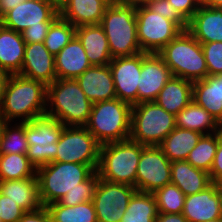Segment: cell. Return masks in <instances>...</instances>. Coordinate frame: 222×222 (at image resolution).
Returning <instances> with one entry per match:
<instances>
[{
	"instance_id": "obj_23",
	"label": "cell",
	"mask_w": 222,
	"mask_h": 222,
	"mask_svg": "<svg viewBox=\"0 0 222 222\" xmlns=\"http://www.w3.org/2000/svg\"><path fill=\"white\" fill-rule=\"evenodd\" d=\"M26 43L22 34L0 23V69L7 75L19 74Z\"/></svg>"
},
{
	"instance_id": "obj_45",
	"label": "cell",
	"mask_w": 222,
	"mask_h": 222,
	"mask_svg": "<svg viewBox=\"0 0 222 222\" xmlns=\"http://www.w3.org/2000/svg\"><path fill=\"white\" fill-rule=\"evenodd\" d=\"M18 222H52L51 216L45 206L38 210L25 212Z\"/></svg>"
},
{
	"instance_id": "obj_8",
	"label": "cell",
	"mask_w": 222,
	"mask_h": 222,
	"mask_svg": "<svg viewBox=\"0 0 222 222\" xmlns=\"http://www.w3.org/2000/svg\"><path fill=\"white\" fill-rule=\"evenodd\" d=\"M176 128L175 115L155 101L132 105L130 139L145 146H158Z\"/></svg>"
},
{
	"instance_id": "obj_36",
	"label": "cell",
	"mask_w": 222,
	"mask_h": 222,
	"mask_svg": "<svg viewBox=\"0 0 222 222\" xmlns=\"http://www.w3.org/2000/svg\"><path fill=\"white\" fill-rule=\"evenodd\" d=\"M76 35V27L60 16L51 24L44 40L47 50L56 56Z\"/></svg>"
},
{
	"instance_id": "obj_31",
	"label": "cell",
	"mask_w": 222,
	"mask_h": 222,
	"mask_svg": "<svg viewBox=\"0 0 222 222\" xmlns=\"http://www.w3.org/2000/svg\"><path fill=\"white\" fill-rule=\"evenodd\" d=\"M158 215L153 193L136 191L120 222H155Z\"/></svg>"
},
{
	"instance_id": "obj_18",
	"label": "cell",
	"mask_w": 222,
	"mask_h": 222,
	"mask_svg": "<svg viewBox=\"0 0 222 222\" xmlns=\"http://www.w3.org/2000/svg\"><path fill=\"white\" fill-rule=\"evenodd\" d=\"M76 81L92 103L117 98L109 64L92 65Z\"/></svg>"
},
{
	"instance_id": "obj_17",
	"label": "cell",
	"mask_w": 222,
	"mask_h": 222,
	"mask_svg": "<svg viewBox=\"0 0 222 222\" xmlns=\"http://www.w3.org/2000/svg\"><path fill=\"white\" fill-rule=\"evenodd\" d=\"M19 75L40 81L46 86L57 79L55 56L47 50L43 42L26 43L23 65Z\"/></svg>"
},
{
	"instance_id": "obj_24",
	"label": "cell",
	"mask_w": 222,
	"mask_h": 222,
	"mask_svg": "<svg viewBox=\"0 0 222 222\" xmlns=\"http://www.w3.org/2000/svg\"><path fill=\"white\" fill-rule=\"evenodd\" d=\"M76 36L91 65H108L112 61L106 34L99 24L76 27Z\"/></svg>"
},
{
	"instance_id": "obj_14",
	"label": "cell",
	"mask_w": 222,
	"mask_h": 222,
	"mask_svg": "<svg viewBox=\"0 0 222 222\" xmlns=\"http://www.w3.org/2000/svg\"><path fill=\"white\" fill-rule=\"evenodd\" d=\"M58 17L59 11L45 0H24L6 12L0 23L21 33L29 27L51 25Z\"/></svg>"
},
{
	"instance_id": "obj_22",
	"label": "cell",
	"mask_w": 222,
	"mask_h": 222,
	"mask_svg": "<svg viewBox=\"0 0 222 222\" xmlns=\"http://www.w3.org/2000/svg\"><path fill=\"white\" fill-rule=\"evenodd\" d=\"M91 66L85 49L76 35L55 56L57 79H76Z\"/></svg>"
},
{
	"instance_id": "obj_39",
	"label": "cell",
	"mask_w": 222,
	"mask_h": 222,
	"mask_svg": "<svg viewBox=\"0 0 222 222\" xmlns=\"http://www.w3.org/2000/svg\"><path fill=\"white\" fill-rule=\"evenodd\" d=\"M208 76L222 74V42L202 43Z\"/></svg>"
},
{
	"instance_id": "obj_3",
	"label": "cell",
	"mask_w": 222,
	"mask_h": 222,
	"mask_svg": "<svg viewBox=\"0 0 222 222\" xmlns=\"http://www.w3.org/2000/svg\"><path fill=\"white\" fill-rule=\"evenodd\" d=\"M107 37L112 58L141 53L137 39L136 5L112 1L99 24Z\"/></svg>"
},
{
	"instance_id": "obj_46",
	"label": "cell",
	"mask_w": 222,
	"mask_h": 222,
	"mask_svg": "<svg viewBox=\"0 0 222 222\" xmlns=\"http://www.w3.org/2000/svg\"><path fill=\"white\" fill-rule=\"evenodd\" d=\"M155 222H188L187 219L180 214L158 213Z\"/></svg>"
},
{
	"instance_id": "obj_19",
	"label": "cell",
	"mask_w": 222,
	"mask_h": 222,
	"mask_svg": "<svg viewBox=\"0 0 222 222\" xmlns=\"http://www.w3.org/2000/svg\"><path fill=\"white\" fill-rule=\"evenodd\" d=\"M182 215L188 222H206L221 216L218 198V183L205 190L185 197Z\"/></svg>"
},
{
	"instance_id": "obj_10",
	"label": "cell",
	"mask_w": 222,
	"mask_h": 222,
	"mask_svg": "<svg viewBox=\"0 0 222 222\" xmlns=\"http://www.w3.org/2000/svg\"><path fill=\"white\" fill-rule=\"evenodd\" d=\"M99 154L100 144L84 126H65L57 142L53 162L90 165L96 171Z\"/></svg>"
},
{
	"instance_id": "obj_29",
	"label": "cell",
	"mask_w": 222,
	"mask_h": 222,
	"mask_svg": "<svg viewBox=\"0 0 222 222\" xmlns=\"http://www.w3.org/2000/svg\"><path fill=\"white\" fill-rule=\"evenodd\" d=\"M175 119L176 127L203 135L215 133L222 127L207 110L193 100L175 116Z\"/></svg>"
},
{
	"instance_id": "obj_15",
	"label": "cell",
	"mask_w": 222,
	"mask_h": 222,
	"mask_svg": "<svg viewBox=\"0 0 222 222\" xmlns=\"http://www.w3.org/2000/svg\"><path fill=\"white\" fill-rule=\"evenodd\" d=\"M118 99L137 104V91L142 68V52L133 56L115 57L109 63Z\"/></svg>"
},
{
	"instance_id": "obj_20",
	"label": "cell",
	"mask_w": 222,
	"mask_h": 222,
	"mask_svg": "<svg viewBox=\"0 0 222 222\" xmlns=\"http://www.w3.org/2000/svg\"><path fill=\"white\" fill-rule=\"evenodd\" d=\"M187 31L199 42H222V8L203 4L187 22Z\"/></svg>"
},
{
	"instance_id": "obj_42",
	"label": "cell",
	"mask_w": 222,
	"mask_h": 222,
	"mask_svg": "<svg viewBox=\"0 0 222 222\" xmlns=\"http://www.w3.org/2000/svg\"><path fill=\"white\" fill-rule=\"evenodd\" d=\"M171 3L178 14L188 22L199 9L202 4V0H168Z\"/></svg>"
},
{
	"instance_id": "obj_27",
	"label": "cell",
	"mask_w": 222,
	"mask_h": 222,
	"mask_svg": "<svg viewBox=\"0 0 222 222\" xmlns=\"http://www.w3.org/2000/svg\"><path fill=\"white\" fill-rule=\"evenodd\" d=\"M171 183L189 196L205 190L212 181L208 172L193 167L186 160H179L171 162Z\"/></svg>"
},
{
	"instance_id": "obj_48",
	"label": "cell",
	"mask_w": 222,
	"mask_h": 222,
	"mask_svg": "<svg viewBox=\"0 0 222 222\" xmlns=\"http://www.w3.org/2000/svg\"><path fill=\"white\" fill-rule=\"evenodd\" d=\"M202 4L206 7L222 8V0H202Z\"/></svg>"
},
{
	"instance_id": "obj_32",
	"label": "cell",
	"mask_w": 222,
	"mask_h": 222,
	"mask_svg": "<svg viewBox=\"0 0 222 222\" xmlns=\"http://www.w3.org/2000/svg\"><path fill=\"white\" fill-rule=\"evenodd\" d=\"M52 222H97L93 201H86L74 206L53 202L45 206Z\"/></svg>"
},
{
	"instance_id": "obj_12",
	"label": "cell",
	"mask_w": 222,
	"mask_h": 222,
	"mask_svg": "<svg viewBox=\"0 0 222 222\" xmlns=\"http://www.w3.org/2000/svg\"><path fill=\"white\" fill-rule=\"evenodd\" d=\"M136 191L133 186L99 178L92 199L97 222H120Z\"/></svg>"
},
{
	"instance_id": "obj_52",
	"label": "cell",
	"mask_w": 222,
	"mask_h": 222,
	"mask_svg": "<svg viewBox=\"0 0 222 222\" xmlns=\"http://www.w3.org/2000/svg\"><path fill=\"white\" fill-rule=\"evenodd\" d=\"M218 198H219V207L222 216V183H218Z\"/></svg>"
},
{
	"instance_id": "obj_50",
	"label": "cell",
	"mask_w": 222,
	"mask_h": 222,
	"mask_svg": "<svg viewBox=\"0 0 222 222\" xmlns=\"http://www.w3.org/2000/svg\"><path fill=\"white\" fill-rule=\"evenodd\" d=\"M7 74L0 69V109L2 104L3 87L7 78Z\"/></svg>"
},
{
	"instance_id": "obj_47",
	"label": "cell",
	"mask_w": 222,
	"mask_h": 222,
	"mask_svg": "<svg viewBox=\"0 0 222 222\" xmlns=\"http://www.w3.org/2000/svg\"><path fill=\"white\" fill-rule=\"evenodd\" d=\"M24 0H0V18Z\"/></svg>"
},
{
	"instance_id": "obj_6",
	"label": "cell",
	"mask_w": 222,
	"mask_h": 222,
	"mask_svg": "<svg viewBox=\"0 0 222 222\" xmlns=\"http://www.w3.org/2000/svg\"><path fill=\"white\" fill-rule=\"evenodd\" d=\"M157 54L166 63L173 77L195 82L208 76L201 43L187 30H182Z\"/></svg>"
},
{
	"instance_id": "obj_1",
	"label": "cell",
	"mask_w": 222,
	"mask_h": 222,
	"mask_svg": "<svg viewBox=\"0 0 222 222\" xmlns=\"http://www.w3.org/2000/svg\"><path fill=\"white\" fill-rule=\"evenodd\" d=\"M47 106V86L19 74L8 75L3 87L0 121L21 123L44 116ZM21 117V119H20Z\"/></svg>"
},
{
	"instance_id": "obj_37",
	"label": "cell",
	"mask_w": 222,
	"mask_h": 222,
	"mask_svg": "<svg viewBox=\"0 0 222 222\" xmlns=\"http://www.w3.org/2000/svg\"><path fill=\"white\" fill-rule=\"evenodd\" d=\"M153 195L156 199L158 213H182L186 196L176 185L167 184L157 189Z\"/></svg>"
},
{
	"instance_id": "obj_38",
	"label": "cell",
	"mask_w": 222,
	"mask_h": 222,
	"mask_svg": "<svg viewBox=\"0 0 222 222\" xmlns=\"http://www.w3.org/2000/svg\"><path fill=\"white\" fill-rule=\"evenodd\" d=\"M99 180V175L94 171L84 182L83 188H75L68 191L65 196L60 198L59 204L65 206H74L93 199L94 190Z\"/></svg>"
},
{
	"instance_id": "obj_43",
	"label": "cell",
	"mask_w": 222,
	"mask_h": 222,
	"mask_svg": "<svg viewBox=\"0 0 222 222\" xmlns=\"http://www.w3.org/2000/svg\"><path fill=\"white\" fill-rule=\"evenodd\" d=\"M209 175L212 183H222V127L218 130V147Z\"/></svg>"
},
{
	"instance_id": "obj_33",
	"label": "cell",
	"mask_w": 222,
	"mask_h": 222,
	"mask_svg": "<svg viewBox=\"0 0 222 222\" xmlns=\"http://www.w3.org/2000/svg\"><path fill=\"white\" fill-rule=\"evenodd\" d=\"M36 172L27 154H0V181L35 177Z\"/></svg>"
},
{
	"instance_id": "obj_16",
	"label": "cell",
	"mask_w": 222,
	"mask_h": 222,
	"mask_svg": "<svg viewBox=\"0 0 222 222\" xmlns=\"http://www.w3.org/2000/svg\"><path fill=\"white\" fill-rule=\"evenodd\" d=\"M172 73L157 53L142 52V68L137 91V104L155 101Z\"/></svg>"
},
{
	"instance_id": "obj_7",
	"label": "cell",
	"mask_w": 222,
	"mask_h": 222,
	"mask_svg": "<svg viewBox=\"0 0 222 222\" xmlns=\"http://www.w3.org/2000/svg\"><path fill=\"white\" fill-rule=\"evenodd\" d=\"M95 170L80 163L51 162L37 168L39 196L43 206L58 202L68 191L83 188Z\"/></svg>"
},
{
	"instance_id": "obj_34",
	"label": "cell",
	"mask_w": 222,
	"mask_h": 222,
	"mask_svg": "<svg viewBox=\"0 0 222 222\" xmlns=\"http://www.w3.org/2000/svg\"><path fill=\"white\" fill-rule=\"evenodd\" d=\"M27 151L25 122L15 123L12 127L9 122L0 121V154H27Z\"/></svg>"
},
{
	"instance_id": "obj_4",
	"label": "cell",
	"mask_w": 222,
	"mask_h": 222,
	"mask_svg": "<svg viewBox=\"0 0 222 222\" xmlns=\"http://www.w3.org/2000/svg\"><path fill=\"white\" fill-rule=\"evenodd\" d=\"M132 105L118 98L93 103L84 126L100 144L130 138Z\"/></svg>"
},
{
	"instance_id": "obj_25",
	"label": "cell",
	"mask_w": 222,
	"mask_h": 222,
	"mask_svg": "<svg viewBox=\"0 0 222 222\" xmlns=\"http://www.w3.org/2000/svg\"><path fill=\"white\" fill-rule=\"evenodd\" d=\"M192 100L207 110L222 126V74L193 82Z\"/></svg>"
},
{
	"instance_id": "obj_49",
	"label": "cell",
	"mask_w": 222,
	"mask_h": 222,
	"mask_svg": "<svg viewBox=\"0 0 222 222\" xmlns=\"http://www.w3.org/2000/svg\"><path fill=\"white\" fill-rule=\"evenodd\" d=\"M51 4L57 11H60L68 0H45Z\"/></svg>"
},
{
	"instance_id": "obj_26",
	"label": "cell",
	"mask_w": 222,
	"mask_h": 222,
	"mask_svg": "<svg viewBox=\"0 0 222 222\" xmlns=\"http://www.w3.org/2000/svg\"><path fill=\"white\" fill-rule=\"evenodd\" d=\"M0 194L8 196L25 212L38 210L43 205L39 196L38 178L0 181Z\"/></svg>"
},
{
	"instance_id": "obj_35",
	"label": "cell",
	"mask_w": 222,
	"mask_h": 222,
	"mask_svg": "<svg viewBox=\"0 0 222 222\" xmlns=\"http://www.w3.org/2000/svg\"><path fill=\"white\" fill-rule=\"evenodd\" d=\"M218 147V131L202 135L197 145L190 151L186 161L193 167L210 173Z\"/></svg>"
},
{
	"instance_id": "obj_44",
	"label": "cell",
	"mask_w": 222,
	"mask_h": 222,
	"mask_svg": "<svg viewBox=\"0 0 222 222\" xmlns=\"http://www.w3.org/2000/svg\"><path fill=\"white\" fill-rule=\"evenodd\" d=\"M51 25H41L29 27L21 32L25 43L44 42L47 32Z\"/></svg>"
},
{
	"instance_id": "obj_21",
	"label": "cell",
	"mask_w": 222,
	"mask_h": 222,
	"mask_svg": "<svg viewBox=\"0 0 222 222\" xmlns=\"http://www.w3.org/2000/svg\"><path fill=\"white\" fill-rule=\"evenodd\" d=\"M113 0H68L59 16L75 27L98 25Z\"/></svg>"
},
{
	"instance_id": "obj_11",
	"label": "cell",
	"mask_w": 222,
	"mask_h": 222,
	"mask_svg": "<svg viewBox=\"0 0 222 222\" xmlns=\"http://www.w3.org/2000/svg\"><path fill=\"white\" fill-rule=\"evenodd\" d=\"M137 39L142 52L158 53L182 29L172 20L152 12L144 4L136 5Z\"/></svg>"
},
{
	"instance_id": "obj_40",
	"label": "cell",
	"mask_w": 222,
	"mask_h": 222,
	"mask_svg": "<svg viewBox=\"0 0 222 222\" xmlns=\"http://www.w3.org/2000/svg\"><path fill=\"white\" fill-rule=\"evenodd\" d=\"M144 5L152 12L175 22L182 30H187V22L178 14L168 0H147Z\"/></svg>"
},
{
	"instance_id": "obj_30",
	"label": "cell",
	"mask_w": 222,
	"mask_h": 222,
	"mask_svg": "<svg viewBox=\"0 0 222 222\" xmlns=\"http://www.w3.org/2000/svg\"><path fill=\"white\" fill-rule=\"evenodd\" d=\"M203 134L176 127L158 145L163 154L172 162L186 160Z\"/></svg>"
},
{
	"instance_id": "obj_28",
	"label": "cell",
	"mask_w": 222,
	"mask_h": 222,
	"mask_svg": "<svg viewBox=\"0 0 222 222\" xmlns=\"http://www.w3.org/2000/svg\"><path fill=\"white\" fill-rule=\"evenodd\" d=\"M192 95V81L172 76L160 90L155 102L168 113L176 116L192 101Z\"/></svg>"
},
{
	"instance_id": "obj_41",
	"label": "cell",
	"mask_w": 222,
	"mask_h": 222,
	"mask_svg": "<svg viewBox=\"0 0 222 222\" xmlns=\"http://www.w3.org/2000/svg\"><path fill=\"white\" fill-rule=\"evenodd\" d=\"M25 211L8 196L0 194V218L2 222H18Z\"/></svg>"
},
{
	"instance_id": "obj_13",
	"label": "cell",
	"mask_w": 222,
	"mask_h": 222,
	"mask_svg": "<svg viewBox=\"0 0 222 222\" xmlns=\"http://www.w3.org/2000/svg\"><path fill=\"white\" fill-rule=\"evenodd\" d=\"M171 183V161L159 146H144L136 173V190L154 193Z\"/></svg>"
},
{
	"instance_id": "obj_2",
	"label": "cell",
	"mask_w": 222,
	"mask_h": 222,
	"mask_svg": "<svg viewBox=\"0 0 222 222\" xmlns=\"http://www.w3.org/2000/svg\"><path fill=\"white\" fill-rule=\"evenodd\" d=\"M92 106L76 79H56L47 86L45 115L64 126H85Z\"/></svg>"
},
{
	"instance_id": "obj_53",
	"label": "cell",
	"mask_w": 222,
	"mask_h": 222,
	"mask_svg": "<svg viewBox=\"0 0 222 222\" xmlns=\"http://www.w3.org/2000/svg\"><path fill=\"white\" fill-rule=\"evenodd\" d=\"M206 222H222V217L218 218V219H213V220H209Z\"/></svg>"
},
{
	"instance_id": "obj_9",
	"label": "cell",
	"mask_w": 222,
	"mask_h": 222,
	"mask_svg": "<svg viewBox=\"0 0 222 222\" xmlns=\"http://www.w3.org/2000/svg\"><path fill=\"white\" fill-rule=\"evenodd\" d=\"M64 127L57 119L46 115L25 122L27 157L36 169L56 158L57 142Z\"/></svg>"
},
{
	"instance_id": "obj_5",
	"label": "cell",
	"mask_w": 222,
	"mask_h": 222,
	"mask_svg": "<svg viewBox=\"0 0 222 222\" xmlns=\"http://www.w3.org/2000/svg\"><path fill=\"white\" fill-rule=\"evenodd\" d=\"M144 146L130 138L100 145L99 163L96 170L99 178L136 188V173Z\"/></svg>"
},
{
	"instance_id": "obj_51",
	"label": "cell",
	"mask_w": 222,
	"mask_h": 222,
	"mask_svg": "<svg viewBox=\"0 0 222 222\" xmlns=\"http://www.w3.org/2000/svg\"><path fill=\"white\" fill-rule=\"evenodd\" d=\"M114 2L122 3V4H144L147 0H113Z\"/></svg>"
}]
</instances>
